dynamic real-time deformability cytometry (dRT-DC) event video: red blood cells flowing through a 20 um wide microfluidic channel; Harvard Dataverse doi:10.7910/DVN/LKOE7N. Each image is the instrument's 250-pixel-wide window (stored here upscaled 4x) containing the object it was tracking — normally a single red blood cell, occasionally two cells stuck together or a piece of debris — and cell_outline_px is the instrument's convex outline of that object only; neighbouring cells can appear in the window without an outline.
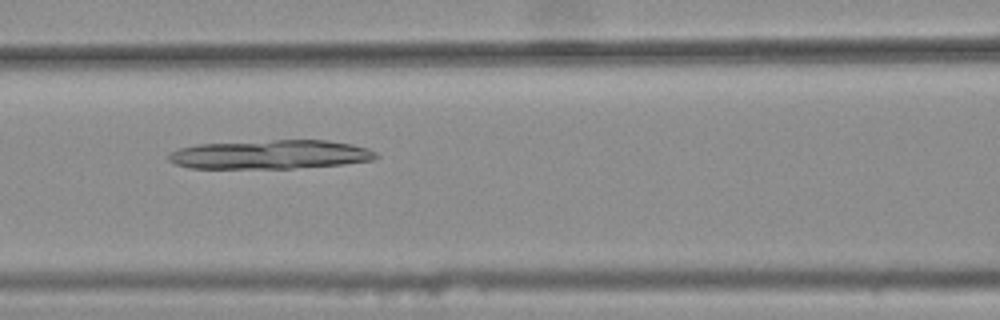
{"species": "common noctule bat (a hibernating species)", "species_latin": "Nyctalus noctula", "temperature_condition": "warm", "stored_images_in_passage": 47, "camera_frame_rate_fps": 3000, "um_per_image_px": 0.085, "animal": {"sex": "female", "body_mass_g": 25.1}, "frame": {"image": 1, "passage_image": 22, "time_ms": 7.0, "image_size_px": [1000, 320], "cell_outline_px": [[380, 156], [372, 160], [344, 164], [292, 168], [188, 168], [176, 164], [168, 160], [168, 152], [180, 148], [196, 144], [272, 140], [328, 140], [352, 144], [368, 148], [376, 152]], "centroid_in_image_um": [22.98, 13.13], "position_along_channel_um": 143.6, "area_um2": 35.14}}
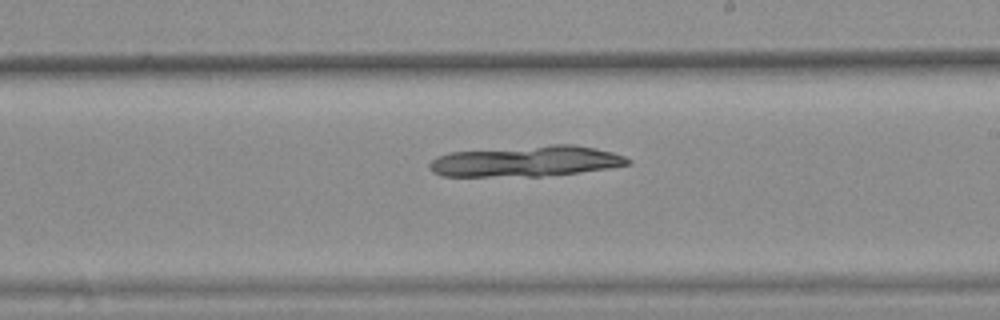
{"frame": {"image": 2, "passage_image": 30, "time_ms": 9.667, "image_size_px": [1000, 320], "cell_outline_px": [[632, 164], [608, 168], [576, 172], [540, 176], [440, 176], [432, 172], [428, 168], [428, 164], [436, 156], [448, 152], [552, 144], [572, 144], [596, 148], [612, 152], [624, 156], [632, 160]], "centroid_in_image_um": [44.68, 13.69], "position_along_channel_um": 244.3, "area_um2": 35.72}}
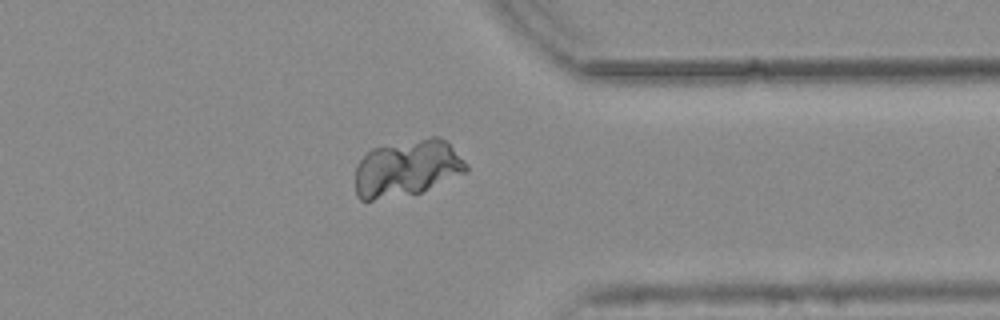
{"frame": {"image": 3, "passage_image": 41, "time_ms": 13.333, "image_size_px": [1000, 320], "cell_outline_px": [[468, 168], [464, 172], [420, 192], [372, 200], [360, 200], [356, 196], [356, 164], [372, 148], [432, 136], [436, 136], [444, 140], [468, 164]], "centroid_in_image_um": [34.56, 14.29], "position_along_channel_um": 376.8, "area_um2": 35.95}}